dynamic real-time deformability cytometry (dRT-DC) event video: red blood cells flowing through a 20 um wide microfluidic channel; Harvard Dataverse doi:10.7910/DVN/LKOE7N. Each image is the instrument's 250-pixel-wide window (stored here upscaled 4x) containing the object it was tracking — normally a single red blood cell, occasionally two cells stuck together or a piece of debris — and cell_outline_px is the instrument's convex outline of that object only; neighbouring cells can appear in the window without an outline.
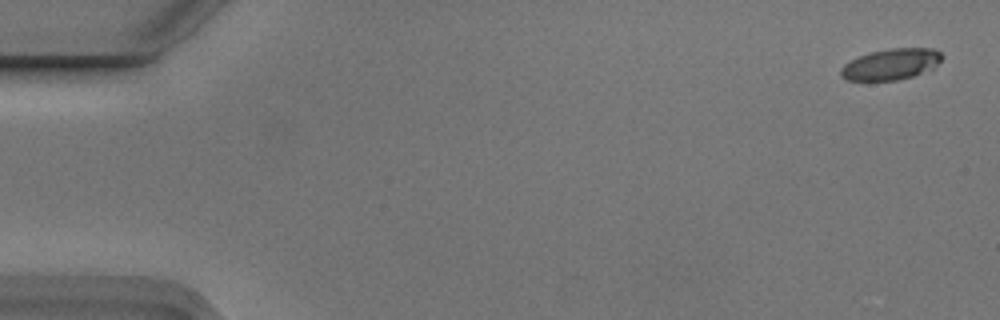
{"species": "Egyptian fruit bat (a non-hibernating species)", "species_latin": "Rousettus aegyptiacus", "temperature_condition": "cold", "stored_images_in_passage": 5, "camera_frame_rate_fps": 3000, "um_per_image_px": 0.085, "animal": {"sex": "male"}, "frame": {"image": 1, "passage_image": 1, "time_ms": 0.0, "image_size_px": [1000, 320], "cell_outline_px": [[944, 56], [932, 68], [912, 76], [896, 80], [848, 80], [840, 76], [840, 68], [844, 64], [860, 56], [872, 52], [892, 48], [932, 48], [940, 52]], "centroid_in_image_um": [75.72, 5.45], "position_along_channel_um": 9.3, "area_um2": 17.98}}
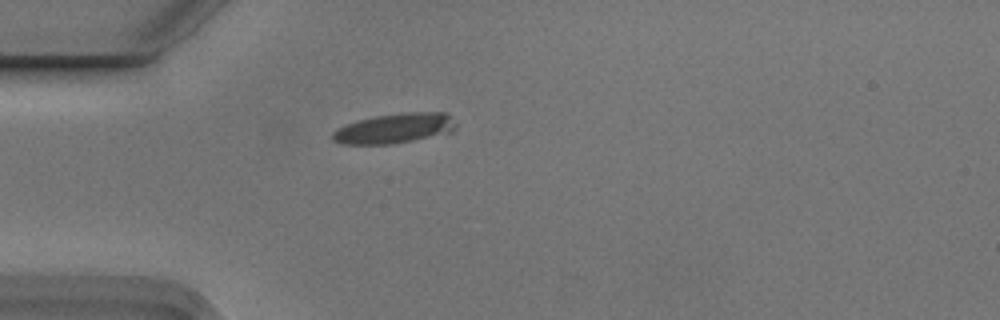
{"frame": {"image": 2, "passage_image": 5, "time_ms": 1.333, "image_size_px": [1000, 320], "cell_outline_px": [[456, 128], [452, 132], [392, 144], [344, 144], [332, 140], [332, 132], [348, 124], [360, 120], [376, 116], [404, 112], [448, 112]], "centroid_in_image_um": [33.56, 10.91], "position_along_channel_um": 51.4, "area_um2": 21.21}}